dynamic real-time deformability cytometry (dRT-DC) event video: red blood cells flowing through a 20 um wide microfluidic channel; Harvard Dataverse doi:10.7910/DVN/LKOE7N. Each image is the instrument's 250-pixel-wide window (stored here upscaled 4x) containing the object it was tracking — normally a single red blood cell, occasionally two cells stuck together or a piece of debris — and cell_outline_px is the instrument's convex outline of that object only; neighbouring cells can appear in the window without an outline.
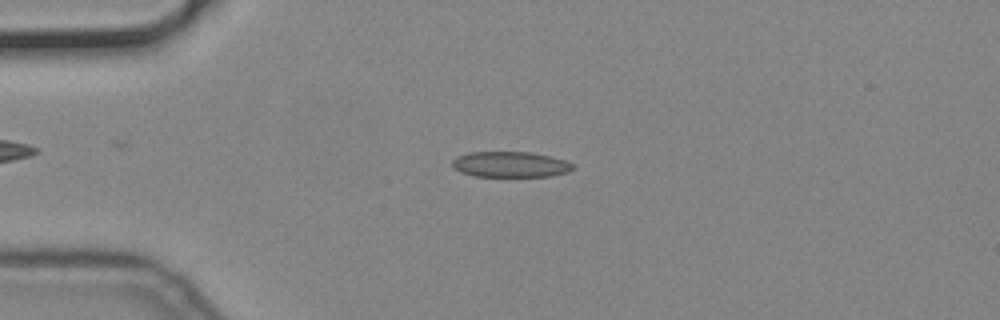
{"species": "common noctule bat (a hibernating species)", "species_latin": "Nyctalus noctula", "temperature_condition": "cold", "stored_images_in_passage": 4, "camera_frame_rate_fps": 3000, "um_per_image_px": 0.085, "animal": {"sex": "male", "body_mass_g": 19.2, "forearm_length_mm": 51.8}, "frame": {"image": 1, "passage_image": 3, "time_ms": 0.667, "image_size_px": [1000, 320], "cell_outline_px": [[572, 168], [568, 172], [552, 176], [476, 176], [460, 172], [452, 164], [452, 160], [456, 156], [468, 152], [528, 152], [548, 156], [564, 160], [572, 164]], "centroid_in_image_um": [43.34, 13.97], "position_along_channel_um": 41.7, "area_um2": 17.8}}